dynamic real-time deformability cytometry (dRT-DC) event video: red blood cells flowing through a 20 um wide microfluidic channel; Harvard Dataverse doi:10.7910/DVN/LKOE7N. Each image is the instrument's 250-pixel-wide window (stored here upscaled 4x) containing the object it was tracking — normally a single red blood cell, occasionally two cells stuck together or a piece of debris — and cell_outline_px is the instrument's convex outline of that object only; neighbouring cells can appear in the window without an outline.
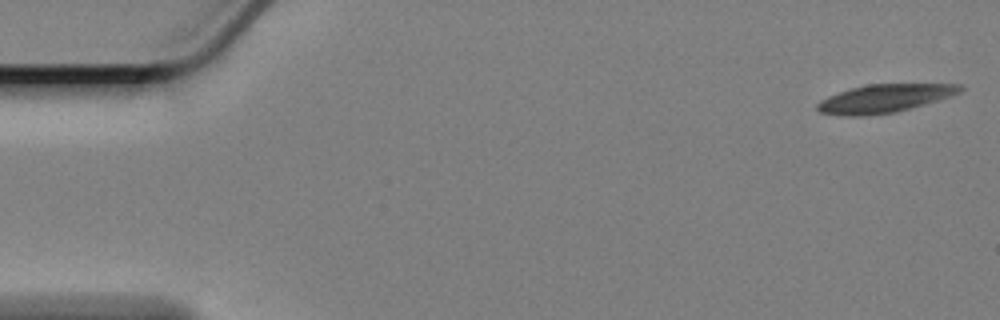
{"species": "Egyptian fruit bat (a non-hibernating species)", "species_latin": "Rousettus aegyptiacus", "temperature_condition": "cold", "stored_images_in_passage": 18, "camera_frame_rate_fps": 3000, "um_per_image_px": 0.085, "animal": {"sex": "female"}, "frame": {"image": 1, "passage_image": 1, "time_ms": 0.0, "image_size_px": [1000, 320], "cell_outline_px": [[964, 88], [960, 92], [924, 104], [896, 112], [868, 116], [836, 116], [820, 112], [816, 108], [816, 104], [820, 100], [828, 96], [852, 88], [868, 84], [960, 84]], "centroid_in_image_um": [75.11, 8.38], "position_along_channel_um": 9.9, "area_um2": 23.35}}
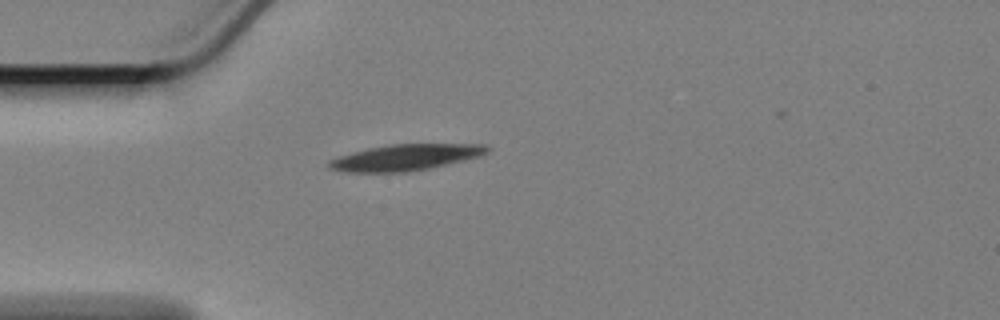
{"frame": {"image": 2, "passage_image": 15, "time_ms": 4.667, "image_size_px": [1000, 320], "cell_outline_px": [[492, 148], [488, 152], [480, 156], [428, 168], [404, 172], [348, 172], [328, 168], [328, 160], [352, 152], [368, 148], [388, 144], [488, 144]], "centroid_in_image_um": [34.48, 13.36], "position_along_channel_um": 50.5, "area_um2": 23.99}}